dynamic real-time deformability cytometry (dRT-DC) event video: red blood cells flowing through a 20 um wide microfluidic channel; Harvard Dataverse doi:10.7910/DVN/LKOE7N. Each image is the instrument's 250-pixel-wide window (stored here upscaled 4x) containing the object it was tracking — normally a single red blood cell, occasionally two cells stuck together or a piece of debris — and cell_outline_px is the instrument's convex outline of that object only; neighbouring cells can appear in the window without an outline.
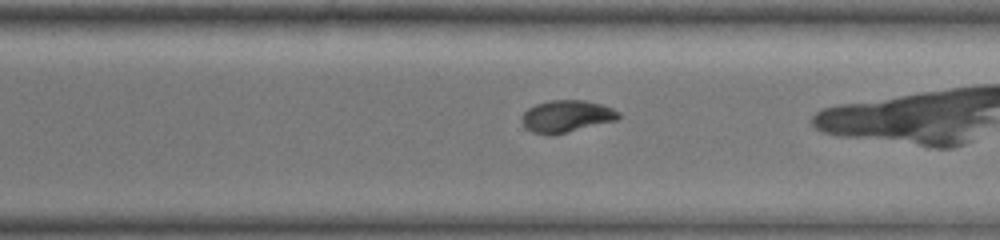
{"species": "common noctule bat (a hibernating species)", "species_latin": "Nyctalus noctula", "temperature_condition": "warm", "stored_images_in_passage": 27, "camera_frame_rate_fps": 3000, "um_per_image_px": 0.085, "animal": {"sex": "female", "body_mass_g": 19.0, "forearm_length_mm": 51.5}, "frame": {"image": 1, "passage_image": 20, "time_ms": 6.333, "image_size_px": [1000, 240], "cell_outline_px": [[620, 116], [616, 120], [552, 136], [532, 132], [520, 120], [524, 112], [528, 108], [536, 104], [548, 100], [584, 100], [600, 104], [612, 108], [620, 112]], "centroid_in_image_um": [48.14, 9.88], "position_along_channel_um": 322.5, "area_um2": 18.03}}
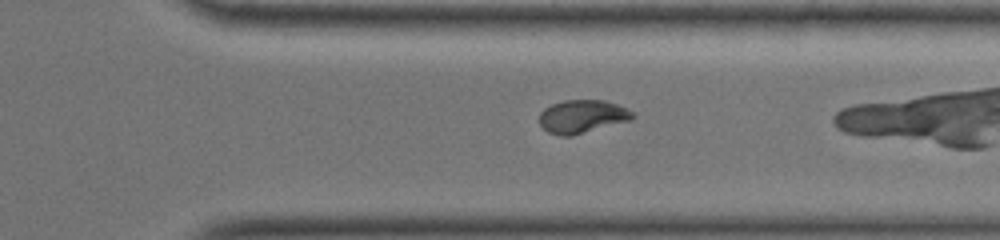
{"frame": {"image": 2, "passage_image": 23, "time_ms": 7.333, "image_size_px": [1000, 240], "cell_outline_px": [[636, 116], [632, 120], [572, 136], [560, 136], [548, 132], [540, 124], [540, 112], [544, 108], [552, 104], [564, 100], [604, 100], [616, 104], [632, 112]], "centroid_in_image_um": [49.49, 9.91], "position_along_channel_um": 361.9, "area_um2": 18.03}}